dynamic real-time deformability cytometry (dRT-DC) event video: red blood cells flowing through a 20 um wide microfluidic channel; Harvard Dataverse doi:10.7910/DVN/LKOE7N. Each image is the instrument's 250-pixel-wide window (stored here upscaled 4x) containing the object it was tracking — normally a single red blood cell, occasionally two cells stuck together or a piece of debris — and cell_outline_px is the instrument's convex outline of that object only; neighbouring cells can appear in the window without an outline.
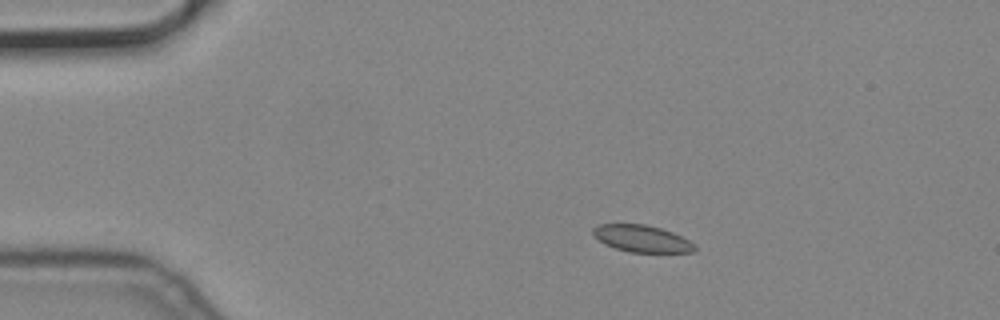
{"species": "common noctule bat (a hibernating species)", "species_latin": "Nyctalus noctula", "temperature_condition": "cold", "stored_images_in_passage": 4, "camera_frame_rate_fps": 3000, "um_per_image_px": 0.085, "animal": {"sex": "male", "body_mass_g": 19.2, "forearm_length_mm": 51.8}, "frame": {"image": 1, "passage_image": 3, "time_ms": 0.667, "image_size_px": [1000, 320], "cell_outline_px": [[696, 248], [692, 252], [628, 252], [604, 244], [592, 232], [592, 228], [596, 224], [644, 224], [660, 228], [672, 232], [696, 244]], "centroid_in_image_um": [54.54, 20.28], "position_along_channel_um": 30.5, "area_um2": 15.84}}